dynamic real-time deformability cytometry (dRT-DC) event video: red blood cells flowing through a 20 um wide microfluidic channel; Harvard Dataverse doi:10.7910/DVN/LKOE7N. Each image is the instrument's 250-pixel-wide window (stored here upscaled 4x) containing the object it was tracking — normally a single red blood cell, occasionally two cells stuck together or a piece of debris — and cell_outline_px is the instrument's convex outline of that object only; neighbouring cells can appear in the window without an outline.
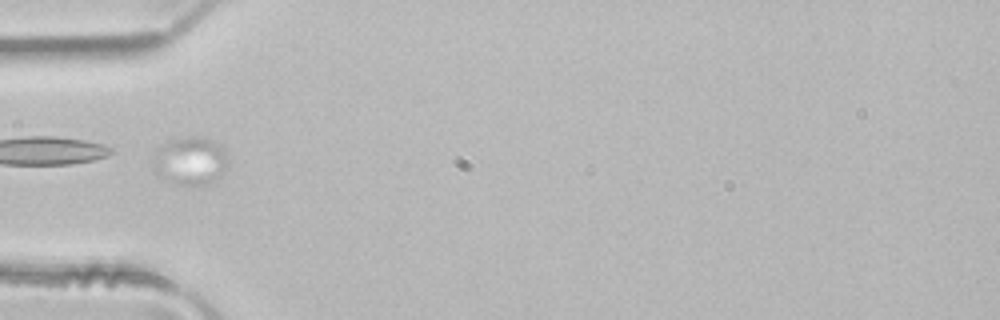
{"species": "common noctule bat (a hibernating species)", "species_latin": "Nyctalus noctula", "temperature_condition": "room temperature", "stored_images_in_passage": 9, "camera_frame_rate_fps": 3000, "um_per_image_px": 0.085, "animal": {"sex": "male", "body_mass_g": 21.5, "forearm_length_mm": 52.0}, "frame": {"image": 1, "passage_image": 6, "time_ms": 1.667, "image_size_px": [1000, 320], "cell_outline_px": [[228, 168], [220, 176], [208, 184], [176, 184], [164, 180], [156, 176], [152, 172], [152, 164], [156, 148], [160, 144], [172, 140], [188, 136], [196, 136], [212, 140], [220, 144], [224, 152], [228, 164]], "centroid_in_image_um": [16.11, 13.68], "position_along_channel_um": 68.9, "area_um2": 21.33}}
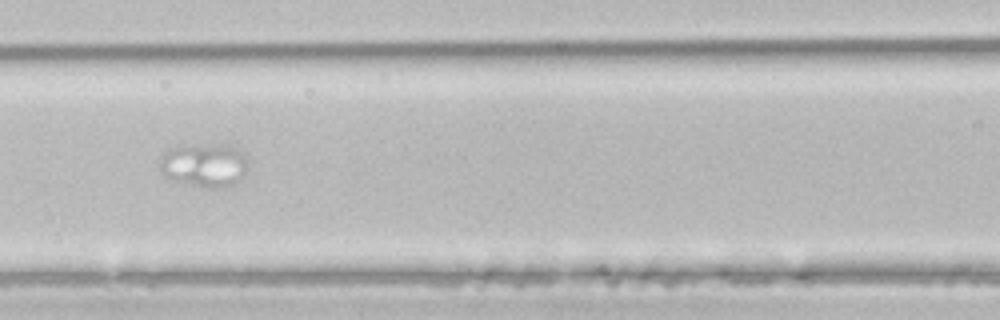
{"frame": {"image": 2, "passage_image": 8, "time_ms": 2.333, "image_size_px": [1000, 320], "cell_outline_px": [[248, 168], [240, 180], [236, 184], [228, 188], [204, 188], [172, 180], [160, 168], [160, 164], [164, 152], [168, 148], [176, 144], [228, 144], [244, 152], [248, 160]], "centroid_in_image_um": [17.42, 14.01], "position_along_channel_um": 149.2, "area_um2": 23.24}}
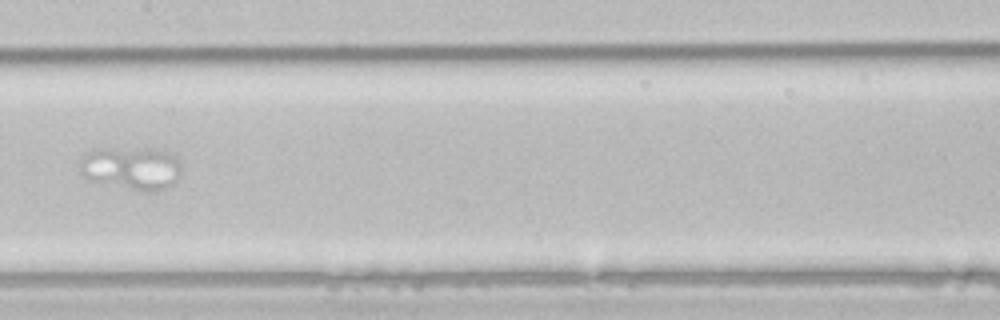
{"frame": {"image": 3, "passage_image": 9, "time_ms": 2.667, "image_size_px": [1000, 320], "cell_outline_px": [[180, 172], [176, 180], [164, 188], [156, 192], [140, 192], [100, 184], [84, 176], [80, 172], [80, 160], [84, 152], [92, 148], [156, 148], [176, 156], [180, 160]], "centroid_in_image_um": [11.13, 14.29], "position_along_channel_um": 196.3, "area_um2": 26.24}}